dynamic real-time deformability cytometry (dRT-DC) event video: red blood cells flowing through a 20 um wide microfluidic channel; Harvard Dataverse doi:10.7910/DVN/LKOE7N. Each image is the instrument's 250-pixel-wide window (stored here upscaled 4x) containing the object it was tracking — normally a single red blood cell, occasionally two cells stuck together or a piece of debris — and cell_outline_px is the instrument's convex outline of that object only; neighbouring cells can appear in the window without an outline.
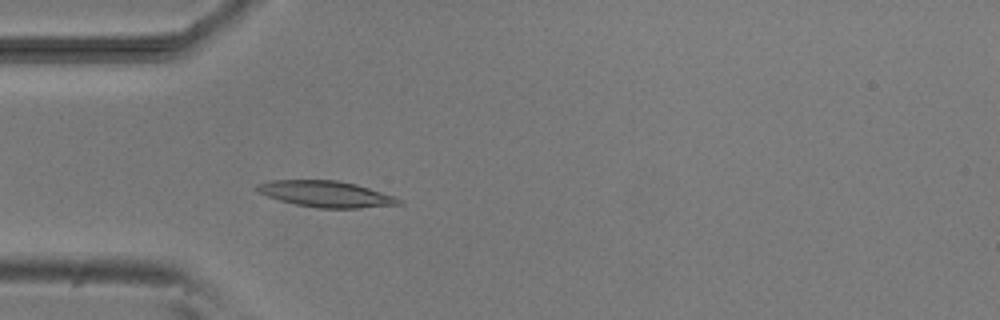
{"species": "common noctule bat (a hibernating species)", "species_latin": "Nyctalus noctula", "temperature_condition": "room temperature", "stored_images_in_passage": 13, "camera_frame_rate_fps": 3000, "um_per_image_px": 0.085, "animal": {"sex": "male", "body_mass_g": 20.5, "forearm_length_mm": 52.5}, "frame": {"image": 1, "passage_image": 1, "time_ms": 0.0, "image_size_px": [1000, 320], "cell_outline_px": [[404, 204], [360, 208], [316, 208], [296, 204], [280, 200], [268, 196], [260, 192], [256, 188], [256, 184], [272, 180], [336, 180], [356, 184], [392, 196], [400, 200]], "centroid_in_image_um": [27.7, 16.49], "position_along_channel_um": 57.3, "area_um2": 21.33}}
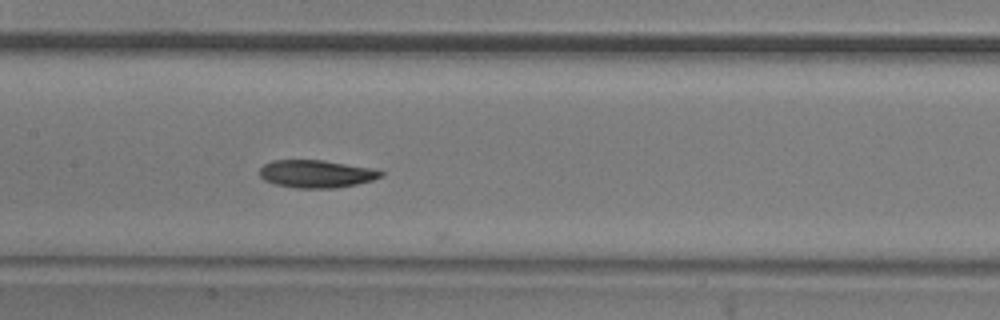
{"frame": {"image": 2, "passage_image": 11, "time_ms": 3.333, "image_size_px": [1000, 320], "cell_outline_px": [[384, 176], [372, 180], [356, 184], [336, 188], [296, 188], [276, 184], [264, 180], [260, 176], [260, 168], [264, 164], [272, 160], [324, 160], [368, 168], [384, 172]], "centroid_in_image_um": [26.86, 14.78], "position_along_channel_um": 180.5, "area_um2": 19.42}}